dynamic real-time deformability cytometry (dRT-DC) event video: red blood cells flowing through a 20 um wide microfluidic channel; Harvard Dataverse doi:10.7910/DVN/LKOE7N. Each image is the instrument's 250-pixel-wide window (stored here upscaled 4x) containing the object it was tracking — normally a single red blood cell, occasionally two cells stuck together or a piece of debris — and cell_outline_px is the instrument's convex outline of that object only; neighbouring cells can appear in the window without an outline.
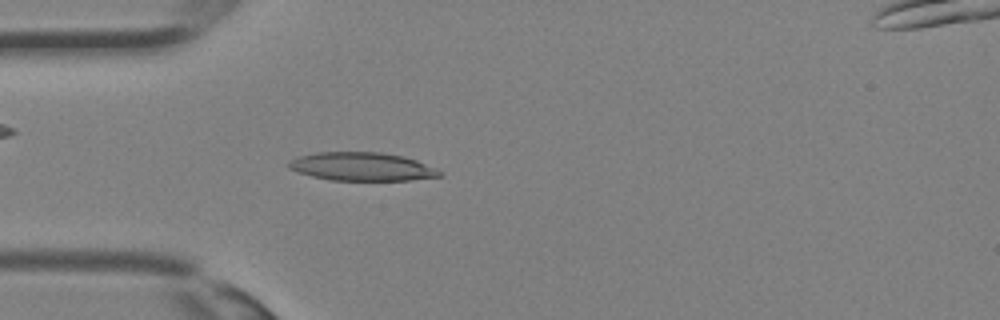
{"species": "Egyptian fruit bat (a non-hibernating species)", "species_latin": "Rousettus aegyptiacus", "temperature_condition": "room temperature", "stored_images_in_passage": 34, "camera_frame_rate_fps": 3000, "um_per_image_px": 0.085, "animal": {"sex": "female"}, "frame": {"image": 1, "passage_image": 9, "time_ms": 2.667, "image_size_px": [1000, 320], "cell_outline_px": [[440, 176], [408, 180], [332, 180], [312, 176], [288, 168], [288, 164], [292, 160], [300, 156], [316, 152], [380, 152], [404, 156], [416, 160], [436, 168], [440, 172]], "centroid_in_image_um": [30.77, 14.15], "position_along_channel_um": 54.2, "area_um2": 24.62}}
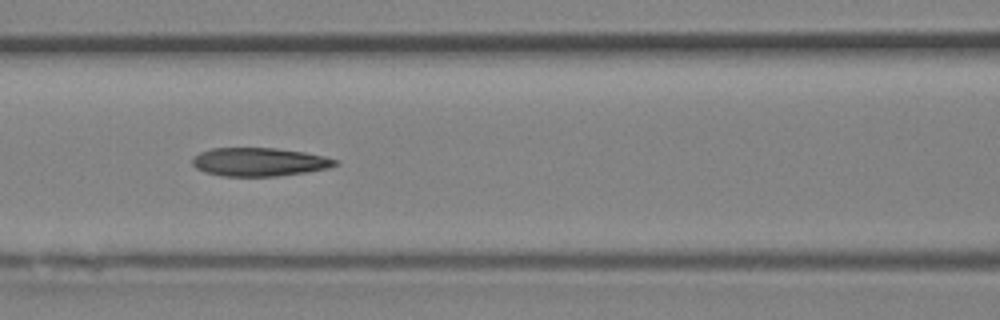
{"frame": {"image": 2, "passage_image": 14, "time_ms": 4.333, "image_size_px": [1000, 320], "cell_outline_px": [[340, 164], [328, 168], [308, 172], [276, 176], [224, 176], [204, 172], [196, 168], [192, 164], [192, 156], [200, 152], [212, 148], [276, 148], [304, 152], [324, 156], [336, 160]], "centroid_in_image_um": [22.02, 13.76], "position_along_channel_um": 144.6, "area_um2": 23.76}}
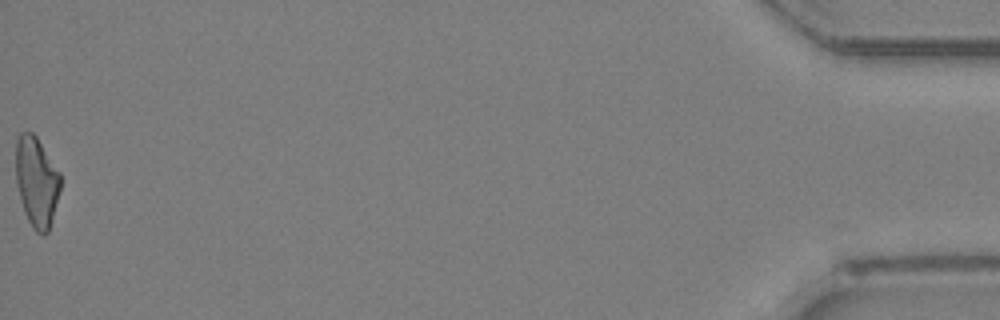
{"frame": {"image": 3, "passage_image": 34, "time_ms": 11.0, "image_size_px": [1000, 320], "cell_outline_px": [[60, 188], [48, 232], [44, 236], [36, 232], [32, 228], [24, 212], [16, 184], [16, 140], [20, 132], [32, 132], [36, 136], [60, 172]], "centroid_in_image_um": [3.09, 15.45], "position_along_channel_um": 432.1, "area_um2": 23.35}}